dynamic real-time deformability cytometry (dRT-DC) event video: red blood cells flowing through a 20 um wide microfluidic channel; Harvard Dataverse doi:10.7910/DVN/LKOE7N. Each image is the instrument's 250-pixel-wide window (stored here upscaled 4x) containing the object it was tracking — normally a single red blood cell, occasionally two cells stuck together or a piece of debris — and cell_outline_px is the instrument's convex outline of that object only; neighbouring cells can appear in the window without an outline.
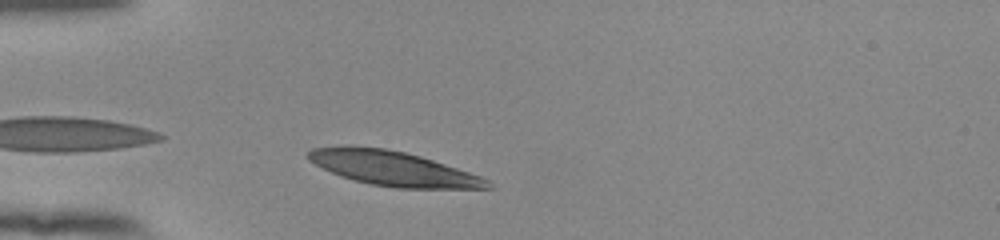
{"species": "human", "species_latin": "Homo sapiens", "temperature_condition": "room temperature", "stored_images_in_passage": 31, "camera_frame_rate_fps": 3000, "um_per_image_px": 0.085, "donor": {"sex": "female"}, "frame": {"image": 1, "passage_image": 2, "time_ms": 0.333, "image_size_px": [1000, 240], "cell_outline_px": [[496, 188], [396, 188], [372, 184], [340, 176], [308, 160], [308, 152], [312, 148], [384, 148], [404, 152], [420, 156], [480, 176], [488, 180]], "centroid_in_image_um": [33.49, 14.35], "position_along_channel_um": 51.5, "area_um2": 34.85}}
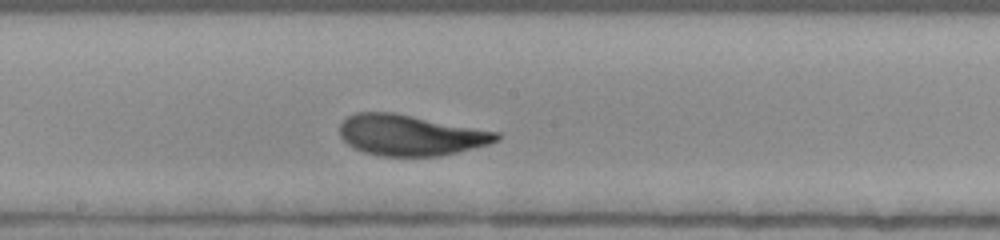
{"frame": {"image": 2, "passage_image": 16, "time_ms": 5.0, "image_size_px": [1000, 240], "cell_outline_px": [[500, 140], [488, 144], [440, 156], [380, 156], [364, 152], [348, 144], [340, 136], [340, 124], [348, 116], [356, 112], [392, 112], [500, 132]], "centroid_in_image_um": [34.89, 11.48], "position_along_channel_um": 213.3, "area_um2": 37.11}}
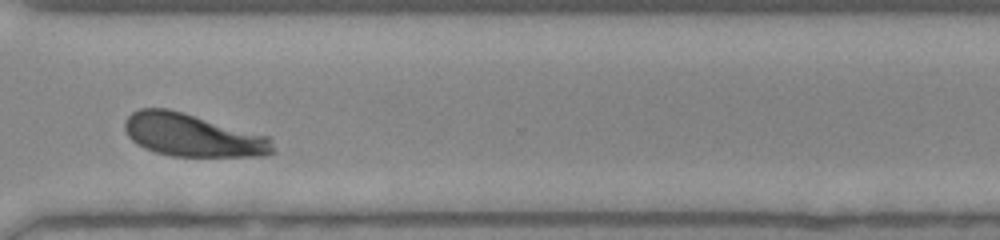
{"frame": {"image": 3, "passage_image": 27, "time_ms": 8.667, "image_size_px": [1000, 240], "cell_outline_px": [[276, 152], [268, 156], [172, 156], [156, 152], [144, 148], [136, 144], [128, 136], [124, 128], [124, 120], [132, 112], [140, 108], [168, 108], [268, 136], [272, 140]], "centroid_in_image_um": [16.37, 11.5], "position_along_channel_um": 354.2, "area_um2": 36.99}, "authors_computed_cell_mechanics": {"area_um2": 37.0498, "velocity_mm_per_s": 3.8293, "shape_relaxation_time_tau1_ms": 2.5505, "shape_relaxation_time_tau2_ms": null, "deformation_change_tau1": 0.1452, "deformation_change_tau2": null}}